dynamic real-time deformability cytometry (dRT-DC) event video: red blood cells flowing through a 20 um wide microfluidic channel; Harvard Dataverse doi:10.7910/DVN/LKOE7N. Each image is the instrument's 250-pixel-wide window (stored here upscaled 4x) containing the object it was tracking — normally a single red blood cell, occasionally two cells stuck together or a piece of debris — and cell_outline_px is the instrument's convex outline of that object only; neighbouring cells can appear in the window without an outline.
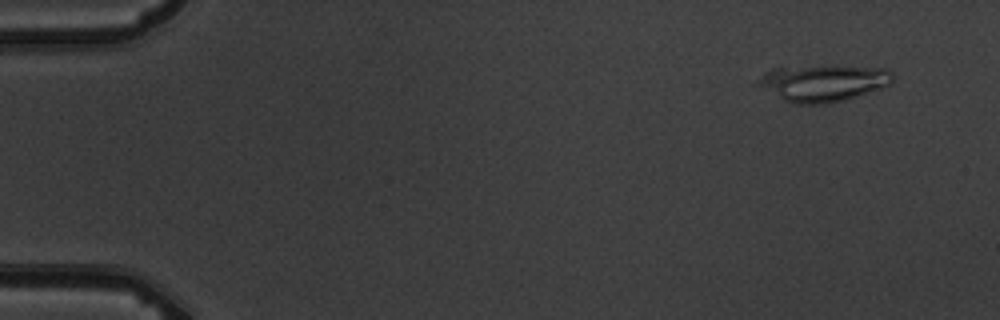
{"species": "common noctule bat (a hibernating species)", "species_latin": "Nyctalus noctula", "temperature_condition": "warm", "stored_images_in_passage": 6, "camera_frame_rate_fps": 3000, "um_per_image_px": 0.085, "animal": {"sex": "male", "body_mass_g": 19.5, "forearm_length_mm": 54.6}, "frame": {"image": 1, "passage_image": 1, "time_ms": 0.0, "image_size_px": [1000, 320], "cell_outline_px": [[892, 84], [844, 100], [824, 104], [792, 104], [752, 84], [764, 72], [772, 68], [888, 68], [892, 72]], "centroid_in_image_um": [69.88, 7.1], "position_along_channel_um": 15.1, "area_um2": 28.03}}
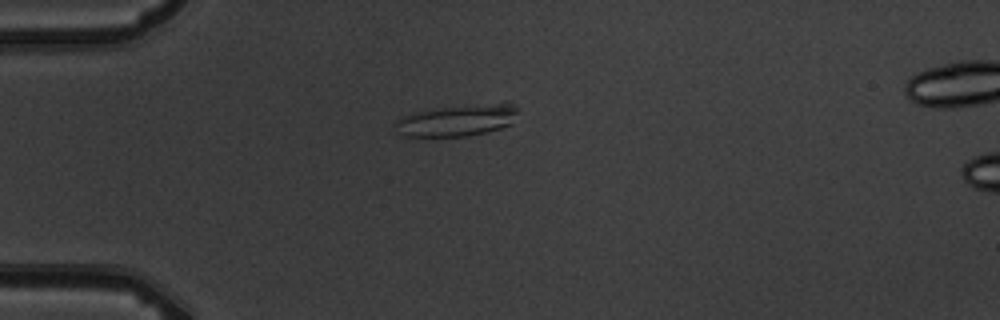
{"frame": {"image": 2, "passage_image": 4, "time_ms": 3.667, "image_size_px": [1000, 320], "cell_outline_px": [[516, 112], [512, 124], [500, 128], [468, 136], [400, 136], [396, 132], [392, 124], [396, 120], [404, 116], [416, 112], [440, 108], [496, 104], [512, 104], [516, 108]], "centroid_in_image_um": [38.75, 10.27], "position_along_channel_um": 46.2, "area_um2": 21.96}}